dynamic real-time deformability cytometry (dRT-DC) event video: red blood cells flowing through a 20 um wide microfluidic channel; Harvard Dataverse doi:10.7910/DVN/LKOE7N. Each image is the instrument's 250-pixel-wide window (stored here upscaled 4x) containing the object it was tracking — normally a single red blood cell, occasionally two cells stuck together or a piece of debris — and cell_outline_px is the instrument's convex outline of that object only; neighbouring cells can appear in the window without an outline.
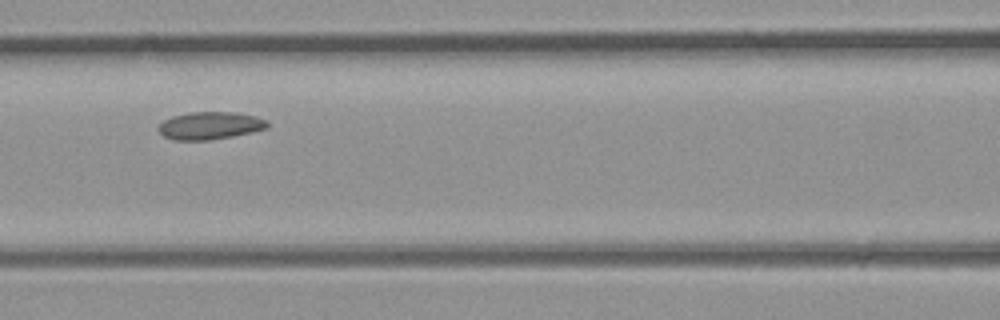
{"species": "common noctule bat (a hibernating species)", "species_latin": "Nyctalus noctula", "temperature_condition": "room temperature", "stored_images_in_passage": 4, "camera_frame_rate_fps": 3000, "um_per_image_px": 0.085, "animal": {"sex": "male", "body_mass_g": 23.1, "forearm_length_mm": 52.7}, "frame": {"image": 1, "passage_image": 4, "time_ms": 1.0, "image_size_px": [1000, 320], "cell_outline_px": [[268, 128], [232, 136], [208, 140], [176, 140], [164, 136], [156, 128], [164, 120], [172, 116], [188, 112], [236, 112], [256, 116], [268, 120]], "centroid_in_image_um": [17.85, 10.66], "position_along_channel_um": 148.7, "area_um2": 17.51}}